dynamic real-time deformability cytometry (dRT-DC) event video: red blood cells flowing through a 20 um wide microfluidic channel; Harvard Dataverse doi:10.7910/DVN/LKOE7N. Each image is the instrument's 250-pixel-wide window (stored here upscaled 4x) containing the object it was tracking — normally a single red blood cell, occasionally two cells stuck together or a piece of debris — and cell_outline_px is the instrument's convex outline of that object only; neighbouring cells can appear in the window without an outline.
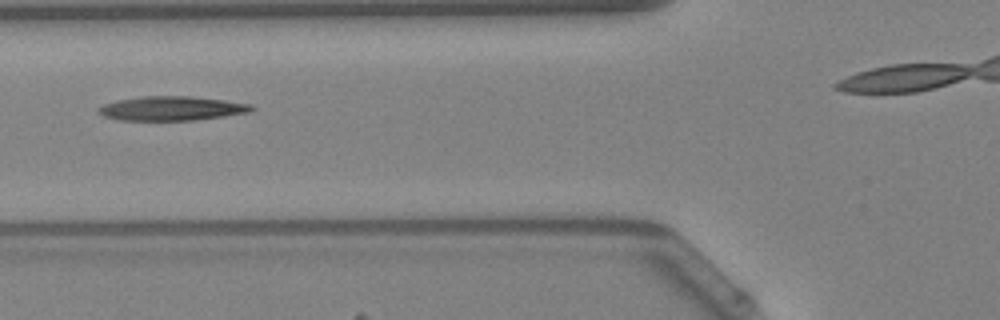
{"species": "Egyptian fruit bat (a non-hibernating species)", "species_latin": "Rousettus aegyptiacus", "temperature_condition": "warm", "stored_images_in_passage": 29, "camera_frame_rate_fps": 3000, "um_per_image_px": 0.085, "animal": {"sex": "female"}, "frame": {"image": 1, "passage_image": 5, "time_ms": 1.333, "image_size_px": [1000, 320], "cell_outline_px": [[256, 108], [248, 112], [224, 116], [196, 120], [120, 120], [104, 116], [96, 112], [104, 104], [120, 100], [140, 96], [192, 96], [224, 100], [252, 104]], "centroid_in_image_um": [14.62, 9.21], "position_along_channel_um": 111.2, "area_um2": 21.5}, "authors_computed_cell_mechanics": {"area_um2": 21.2126, "velocity_mm_per_s": 4.1768, "shape_relaxation_time_tau1_ms": 5.0759, "shape_relaxation_time_tau2_ms": 4.4761, "deformation_change_tau1": 0.2384, "deformation_change_tau2": 0.1814}}